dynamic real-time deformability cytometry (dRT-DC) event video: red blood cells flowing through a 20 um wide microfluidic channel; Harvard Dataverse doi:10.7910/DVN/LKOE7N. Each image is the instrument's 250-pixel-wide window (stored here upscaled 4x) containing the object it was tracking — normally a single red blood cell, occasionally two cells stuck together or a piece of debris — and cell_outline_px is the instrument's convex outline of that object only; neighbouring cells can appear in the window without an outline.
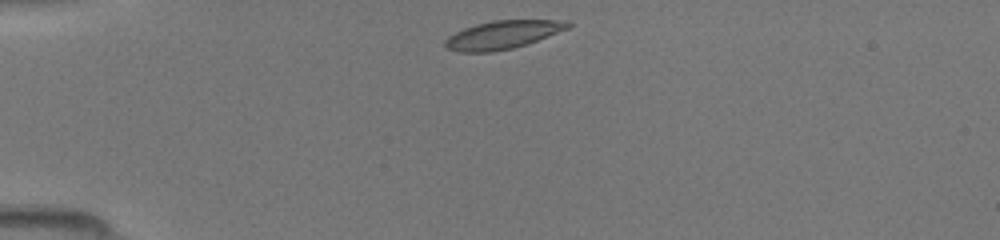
{"species": "common noctule bat (a hibernating species)", "species_latin": "Nyctalus noctula", "temperature_condition": "room temperature", "stored_images_in_passage": 37, "camera_frame_rate_fps": 3000, "um_per_image_px": 0.085, "animal": {"sex": "female", "body_mass_g": 19.5, "forearm_length_mm": 54.1}, "frame": {"image": 1, "passage_image": 1, "time_ms": 0.0, "image_size_px": [1000, 240], "cell_outline_px": [[572, 24], [568, 28], [528, 44], [512, 48], [492, 52], [460, 52], [444, 48], [444, 40], [448, 36], [464, 28], [476, 24], [492, 20], [568, 20]], "centroid_in_image_um": [42.71, 2.96], "position_along_channel_um": 42.3, "area_um2": 20.29}}
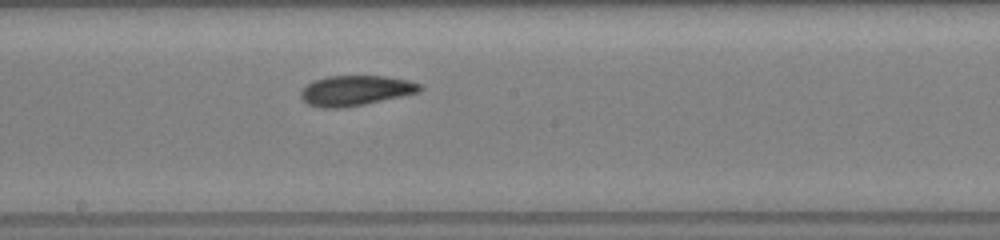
{"frame": {"image": 2, "passage_image": 16, "time_ms": 5.0, "image_size_px": [1000, 240], "cell_outline_px": [[424, 88], [420, 92], [364, 104], [344, 108], [320, 108], [308, 104], [300, 96], [300, 92], [312, 80], [328, 76], [384, 76], [408, 80], [420, 84]], "centroid_in_image_um": [30.22, 7.7], "position_along_channel_um": 218.0, "area_um2": 20.92}}
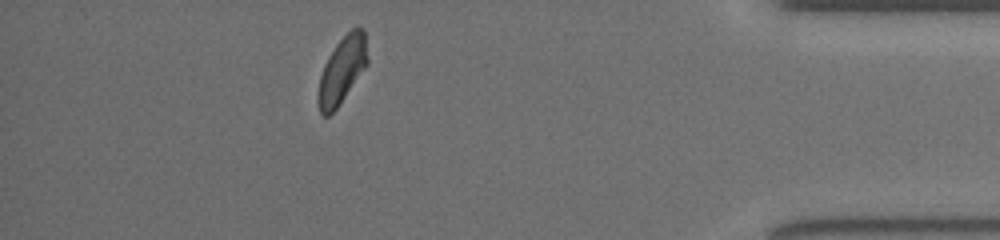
{"frame": {"image": 3, "passage_image": 32, "time_ms": 10.333, "image_size_px": [1000, 240], "cell_outline_px": [[368, 64], [336, 108], [328, 116], [324, 116], [320, 112], [316, 100], [316, 96], [320, 76], [324, 64], [328, 56], [336, 44], [352, 28], [360, 28], [364, 32], [368, 56]], "centroid_in_image_um": [29.05, 5.98], "position_along_channel_um": 406.2, "area_um2": 19.02}}